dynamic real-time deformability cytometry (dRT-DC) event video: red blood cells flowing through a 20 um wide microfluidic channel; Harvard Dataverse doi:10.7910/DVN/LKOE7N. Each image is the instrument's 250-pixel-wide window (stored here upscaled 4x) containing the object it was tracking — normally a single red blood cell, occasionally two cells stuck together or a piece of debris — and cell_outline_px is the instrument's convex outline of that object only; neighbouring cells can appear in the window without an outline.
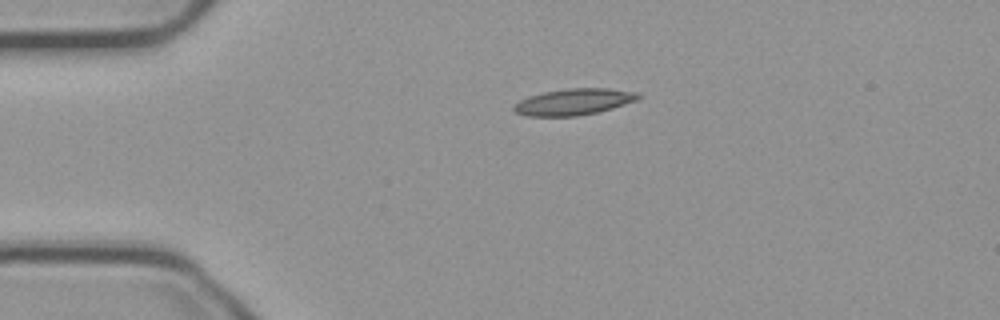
{"species": "common noctule bat (a hibernating species)", "species_latin": "Nyctalus noctula", "temperature_condition": "cold", "stored_images_in_passage": 44, "camera_frame_rate_fps": 3000, "um_per_image_px": 0.085, "animal": {"sex": "male", "body_mass_g": 23.1, "forearm_length_mm": 52.7}, "frame": {"image": 1, "passage_image": 1, "time_ms": 0.0, "image_size_px": [1000, 320], "cell_outline_px": [[640, 96], [636, 100], [612, 108], [596, 112], [576, 116], [528, 116], [516, 112], [512, 108], [520, 100], [528, 96], [544, 92], [568, 88], [608, 88], [640, 92]], "centroid_in_image_um": [48.78, 8.64], "position_along_channel_um": 36.2, "area_um2": 18.96}}
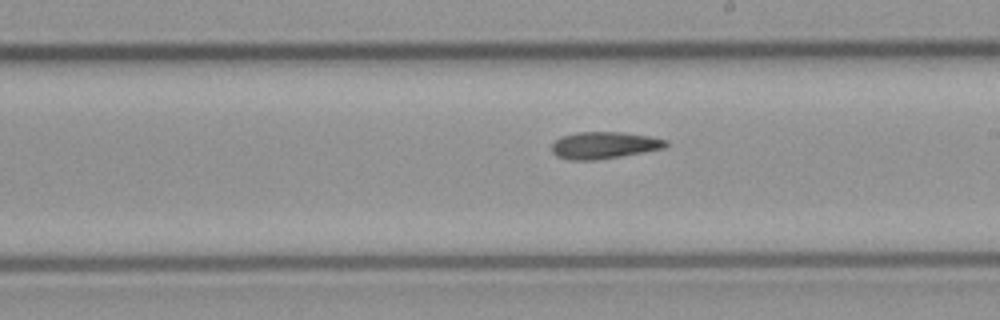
{"frame": {"image": 2, "passage_image": 20, "time_ms": 6.333, "image_size_px": [1000, 320], "cell_outline_px": [[668, 144], [664, 148], [620, 156], [596, 160], [568, 160], [556, 156], [552, 152], [552, 144], [560, 136], [576, 132], [620, 132], [648, 136], [668, 140]], "centroid_in_image_um": [51.31, 12.34], "position_along_channel_um": 237.7, "area_um2": 17.86}}
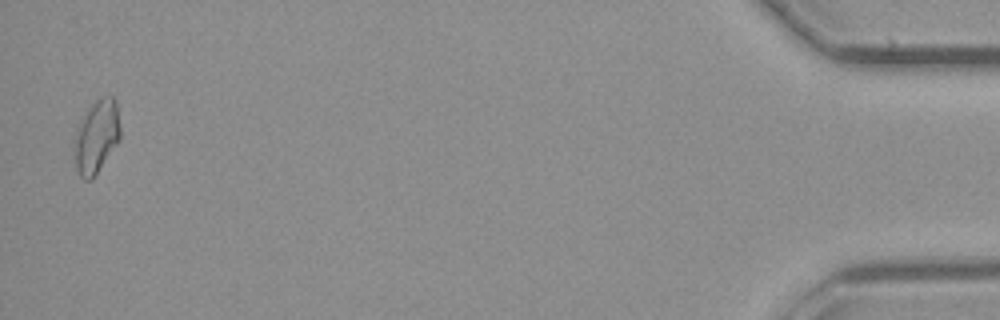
{"frame": {"image": 3, "passage_image": 43, "time_ms": 14.0, "image_size_px": [1000, 320], "cell_outline_px": [[120, 140], [96, 176], [92, 180], [84, 180], [80, 176], [72, 160], [72, 144], [80, 120], [88, 108], [100, 96], [112, 96], [116, 100], [120, 128]], "centroid_in_image_um": [8.17, 11.66], "position_along_channel_um": 427.0, "area_um2": 20.29}}